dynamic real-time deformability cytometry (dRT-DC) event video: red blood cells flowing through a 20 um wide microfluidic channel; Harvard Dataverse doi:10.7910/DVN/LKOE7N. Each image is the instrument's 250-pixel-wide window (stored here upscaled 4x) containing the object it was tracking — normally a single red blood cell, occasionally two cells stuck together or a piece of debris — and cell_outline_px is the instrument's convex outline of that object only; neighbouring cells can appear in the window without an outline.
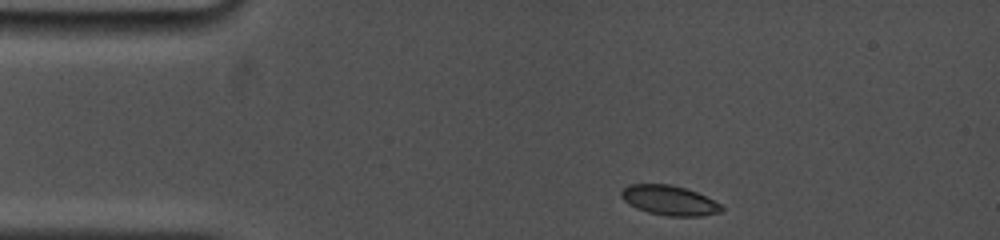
{"species": "common noctule bat (a hibernating species)", "species_latin": "Nyctalus noctula", "temperature_condition": "cold", "stored_images_in_passage": 13, "camera_frame_rate_fps": 5000, "um_per_image_px": 0.085, "animal": {"sex": "female", "body_mass_g": 19.0, "forearm_length_mm": 53.3}, "frame": {"image": 1, "passage_image": 1, "time_ms": 0.0, "image_size_px": [1000, 240], "cell_outline_px": [[724, 208], [720, 212], [704, 216], [668, 216], [648, 212], [636, 208], [624, 200], [620, 196], [620, 192], [628, 184], [668, 184], [684, 188], [696, 192], [720, 204]], "centroid_in_image_um": [56.87, 17.03], "position_along_channel_um": 28.1, "area_um2": 17.22}}
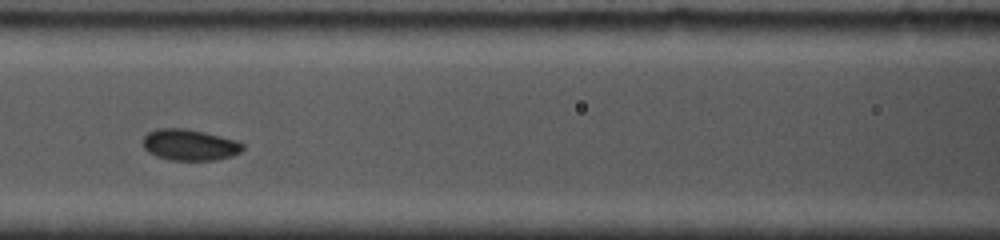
{"frame": {"image": 2, "passage_image": 8, "time_ms": 4.6, "image_size_px": [1000, 240], "cell_outline_px": [[244, 148], [240, 152], [232, 156], [216, 160], [168, 160], [156, 156], [148, 152], [144, 148], [144, 136], [148, 132], [156, 128], [184, 128], [204, 132], [240, 140], [244, 144]], "centroid_in_image_um": [16.15, 12.31], "position_along_channel_um": 150.4, "area_um2": 18.38}}
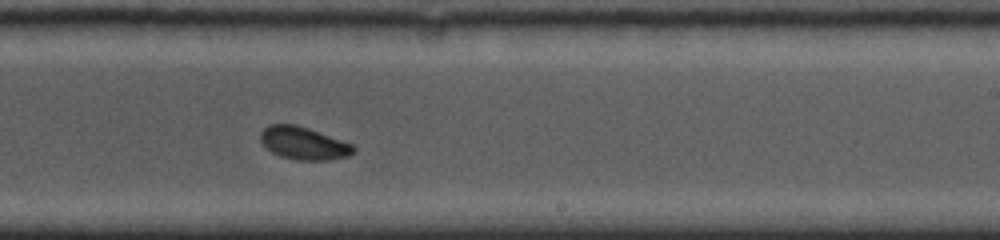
{"frame": {"image": 3, "passage_image": 13, "time_ms": 7.6, "image_size_px": [1000, 240], "cell_outline_px": [[356, 148], [348, 156], [328, 160], [296, 160], [280, 156], [272, 152], [260, 140], [260, 132], [268, 124], [296, 124], [308, 128], [352, 144]], "centroid_in_image_um": [25.78, 12.17], "position_along_channel_um": 263.2, "area_um2": 17.57}}